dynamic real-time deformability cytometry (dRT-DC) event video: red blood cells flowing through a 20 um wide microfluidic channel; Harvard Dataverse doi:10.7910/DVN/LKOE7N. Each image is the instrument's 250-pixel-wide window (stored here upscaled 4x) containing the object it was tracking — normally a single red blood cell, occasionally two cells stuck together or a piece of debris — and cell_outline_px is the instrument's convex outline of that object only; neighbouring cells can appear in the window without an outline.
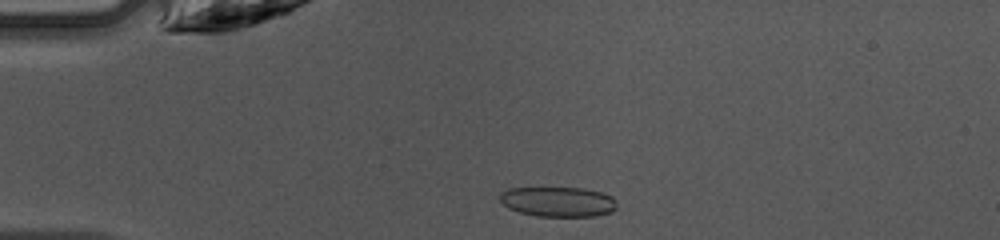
{"species": "common noctule bat (a hibernating species)", "species_latin": "Nyctalus noctula", "temperature_condition": "warm", "stored_images_in_passage": 47, "camera_frame_rate_fps": 3000, "um_per_image_px": 0.085, "animal": {"sex": "female", "body_mass_g": 10.0, "forearm_length_mm": 53.1}, "frame": {"image": 1, "passage_image": 11, "time_ms": 3.333, "image_size_px": [1000, 240], "cell_outline_px": [[616, 208], [612, 212], [596, 216], [536, 216], [520, 212], [508, 208], [500, 200], [500, 192], [508, 188], [584, 188], [600, 192], [612, 196], [616, 200]], "centroid_in_image_um": [47.45, 17.14], "position_along_channel_um": 37.6, "area_um2": 20.46}}
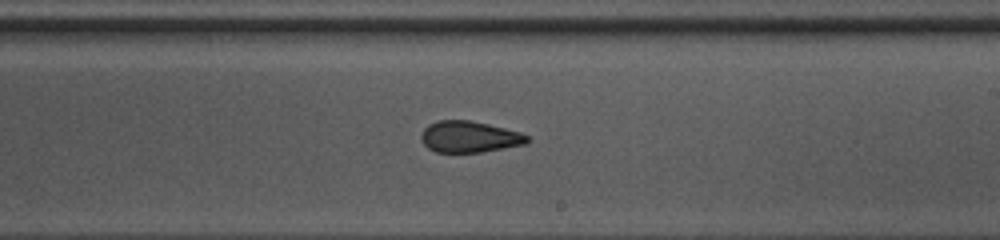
{"frame": {"image": 2, "passage_image": 28, "time_ms": 9.0, "image_size_px": [1000, 240], "cell_outline_px": [[532, 140], [524, 144], [480, 152], [436, 152], [428, 148], [424, 144], [420, 136], [424, 128], [428, 124], [436, 120], [468, 120], [488, 124], [520, 132], [528, 136]], "centroid_in_image_um": [39.88, 11.62], "position_along_channel_um": 249.1, "area_um2": 19.31}}
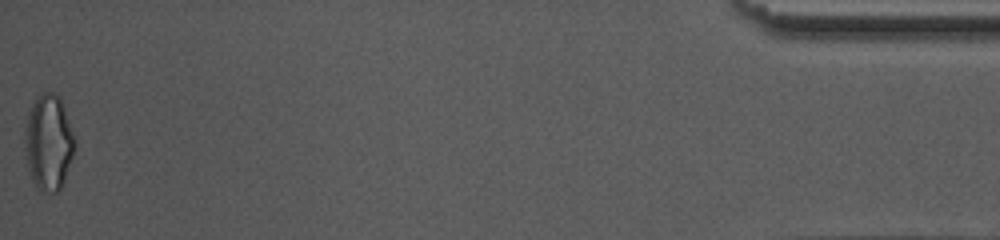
{"frame": {"image": 3, "passage_image": 47, "time_ms": 15.333, "image_size_px": [1000, 240], "cell_outline_px": [[76, 144], [64, 180], [60, 188], [56, 192], [48, 192], [40, 188], [32, 180], [28, 168], [24, 140], [28, 112], [32, 104], [44, 92], [52, 92], [60, 96], [76, 140]], "centroid_in_image_um": [4.14, 12.07], "position_along_channel_um": 431.1, "area_um2": 27.4}, "authors_computed_cell_mechanics": {"area_um2": 20.7502, "velocity_mm_per_s": 4.2874, "shape_relaxation_time_tau1_ms": 6.056, "shape_relaxation_time_tau2_ms": 2.0678, "deformation_change_tau1": 0.1445, "deformation_change_tau2": 0.0684}}